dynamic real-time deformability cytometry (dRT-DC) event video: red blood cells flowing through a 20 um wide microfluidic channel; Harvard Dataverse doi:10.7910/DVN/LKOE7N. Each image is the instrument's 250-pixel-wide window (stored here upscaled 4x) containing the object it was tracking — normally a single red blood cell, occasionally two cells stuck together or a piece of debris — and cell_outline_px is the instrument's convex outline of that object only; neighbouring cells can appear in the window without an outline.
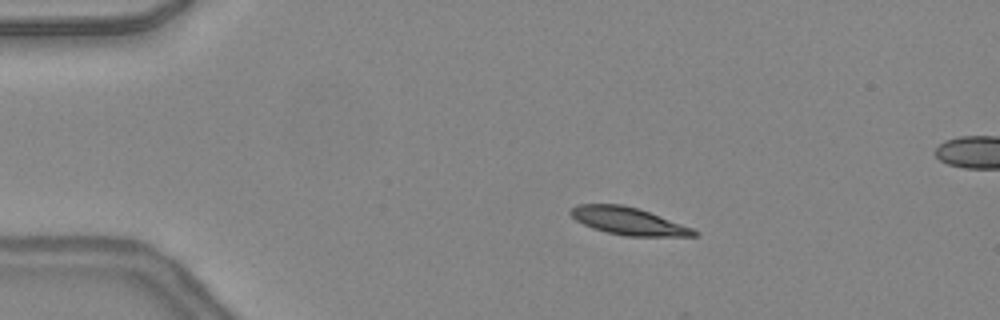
{"species": "common noctule bat (a hibernating species)", "species_latin": "Nyctalus noctula", "temperature_condition": "warm", "stored_images_in_passage": 17, "camera_frame_rate_fps": 3000, "um_per_image_px": 0.085, "animal": {"sex": "female", "body_mass_g": 24.6, "forearm_length_mm": 56.2}, "frame": {"image": 1, "passage_image": 7, "time_ms": 2.0, "image_size_px": [1000, 320], "cell_outline_px": [[700, 232], [696, 236], [624, 236], [592, 228], [576, 220], [568, 212], [576, 204], [620, 204], [640, 208], [692, 228]], "centroid_in_image_um": [53.41, 18.78], "position_along_channel_um": 31.6, "area_um2": 19.71}}
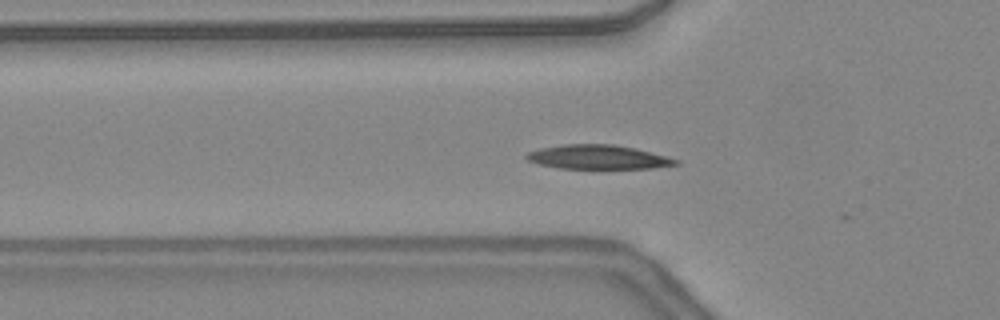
{"frame": {"image": 2, "passage_image": 14, "time_ms": 4.333, "image_size_px": [1000, 320], "cell_outline_px": [[680, 164], [652, 168], [560, 168], [540, 164], [528, 160], [524, 156], [528, 152], [540, 148], [564, 144], [612, 144], [636, 148], [680, 160]], "centroid_in_image_um": [50.85, 13.34], "position_along_channel_um": 75.0, "area_um2": 20.87}}